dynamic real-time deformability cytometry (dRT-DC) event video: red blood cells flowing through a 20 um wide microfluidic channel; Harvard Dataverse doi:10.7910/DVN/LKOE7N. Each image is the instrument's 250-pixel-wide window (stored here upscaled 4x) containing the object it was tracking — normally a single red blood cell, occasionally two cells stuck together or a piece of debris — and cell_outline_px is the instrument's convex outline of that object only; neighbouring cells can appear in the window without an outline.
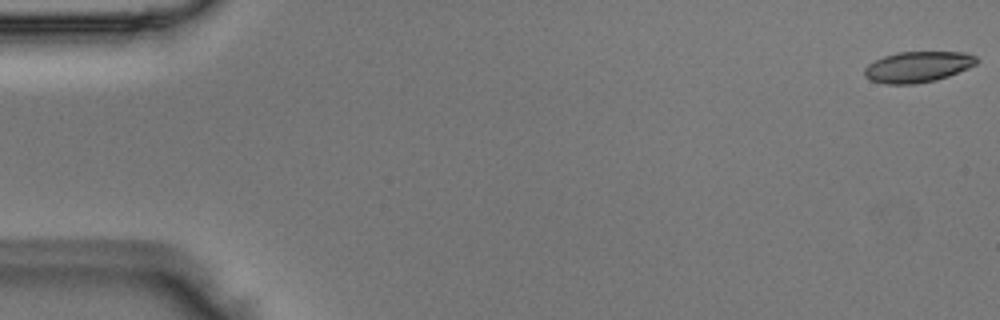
{"species": "Egyptian fruit bat (a non-hibernating species)", "species_latin": "Rousettus aegyptiacus", "temperature_condition": "room temperature", "stored_images_in_passage": 11, "camera_frame_rate_fps": 3000, "um_per_image_px": 0.085, "animal": {"sex": "male"}, "frame": {"image": 1, "passage_image": 1, "time_ms": 0.0, "image_size_px": [1000, 320], "cell_outline_px": [[980, 60], [976, 64], [968, 68], [948, 76], [936, 80], [916, 84], [884, 84], [872, 80], [864, 76], [864, 68], [868, 64], [884, 56], [896, 52], [968, 52], [976, 56]], "centroid_in_image_um": [78.03, 5.68], "position_along_channel_um": 7.0, "area_um2": 20.29}}